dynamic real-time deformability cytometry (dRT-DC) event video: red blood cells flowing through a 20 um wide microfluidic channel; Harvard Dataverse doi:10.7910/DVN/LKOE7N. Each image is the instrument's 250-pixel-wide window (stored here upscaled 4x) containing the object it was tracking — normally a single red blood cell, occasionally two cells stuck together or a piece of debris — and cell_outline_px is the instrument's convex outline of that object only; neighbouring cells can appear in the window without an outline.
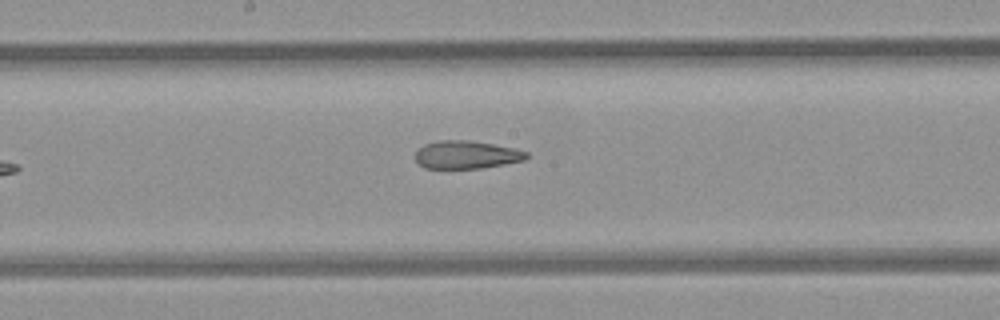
{"species": "common noctule bat (a hibernating species)", "species_latin": "Nyctalus noctula", "temperature_condition": "room temperature", "stored_images_in_passage": 6, "camera_frame_rate_fps": 3000, "um_per_image_px": 0.085, "animal": {"sex": "female", "body_mass_g": 21.9}, "frame": {"image": 1, "passage_image": 6, "time_ms": 1.667, "image_size_px": [1000, 320], "cell_outline_px": [[528, 156], [524, 160], [504, 164], [480, 168], [424, 168], [416, 160], [416, 152], [424, 144], [440, 140], [468, 140], [516, 148], [528, 152]], "centroid_in_image_um": [39.66, 13.15], "position_along_channel_um": 208.5, "area_um2": 17.98}}